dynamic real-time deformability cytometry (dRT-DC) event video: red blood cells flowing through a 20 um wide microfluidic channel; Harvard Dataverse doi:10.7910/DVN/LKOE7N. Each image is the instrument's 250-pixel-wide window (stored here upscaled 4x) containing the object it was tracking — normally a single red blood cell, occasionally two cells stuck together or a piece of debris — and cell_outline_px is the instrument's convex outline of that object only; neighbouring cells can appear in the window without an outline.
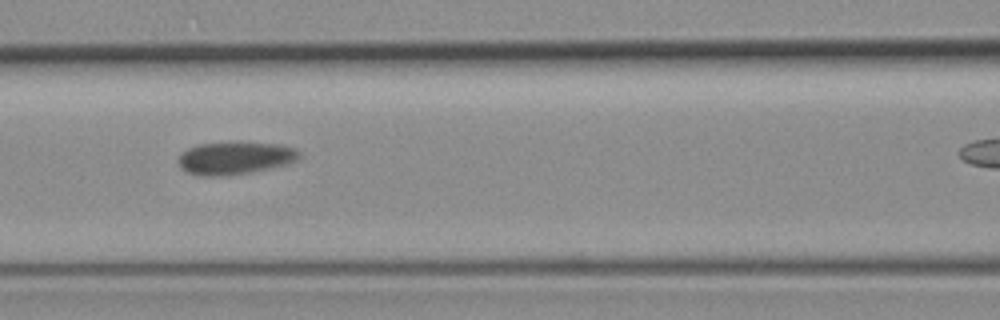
{"species": "common noctule bat (a hibernating species)", "species_latin": "Nyctalus noctula", "temperature_condition": "room temperature", "stored_images_in_passage": 10, "camera_frame_rate_fps": 3000, "um_per_image_px": 0.085, "animal": {"sex": "female", "body_mass_g": 19.3, "forearm_length_mm": 54.1}, "frame": {"image": 1, "passage_image": 6, "time_ms": 5.667, "image_size_px": [1000, 320], "cell_outline_px": [[300, 156], [296, 160], [288, 164], [252, 172], [224, 176], [200, 176], [188, 172], [180, 168], [176, 160], [180, 152], [196, 144], [240, 140], [280, 144], [296, 148], [300, 152]], "centroid_in_image_um": [19.95, 13.4], "position_along_channel_um": 146.6, "area_um2": 23.99}}